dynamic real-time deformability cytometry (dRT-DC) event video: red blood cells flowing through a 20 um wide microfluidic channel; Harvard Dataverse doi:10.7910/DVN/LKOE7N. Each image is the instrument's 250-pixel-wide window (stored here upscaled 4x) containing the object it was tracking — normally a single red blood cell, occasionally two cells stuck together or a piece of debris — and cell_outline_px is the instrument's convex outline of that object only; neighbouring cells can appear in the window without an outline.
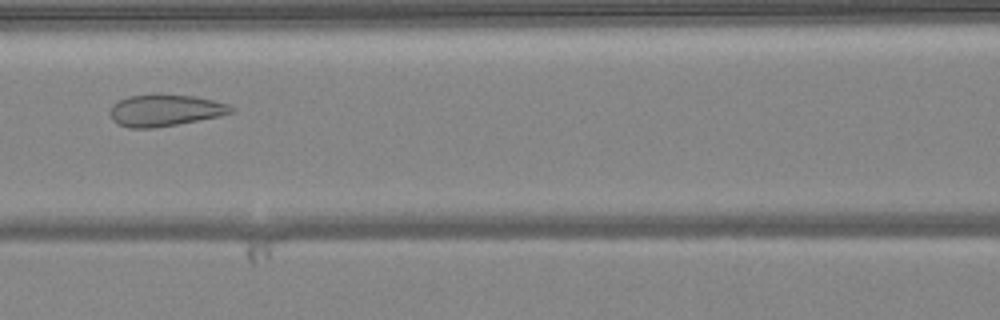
{"species": "common noctule bat (a hibernating species)", "species_latin": "Nyctalus noctula", "temperature_condition": "warm", "stored_images_in_passage": 40, "camera_frame_rate_fps": 3000, "um_per_image_px": 0.085, "animal": {"sex": "female", "body_mass_g": 24.6, "forearm_length_mm": 56.2}, "frame": {"image": 1, "passage_image": 17, "time_ms": 5.333, "image_size_px": [1000, 320], "cell_outline_px": [[236, 108], [232, 112], [220, 116], [156, 128], [128, 128], [116, 124], [112, 120], [108, 112], [112, 104], [128, 96], [192, 96], [212, 100], [228, 104]], "centroid_in_image_um": [13.99, 9.42], "position_along_channel_um": 152.6, "area_um2": 22.02}}
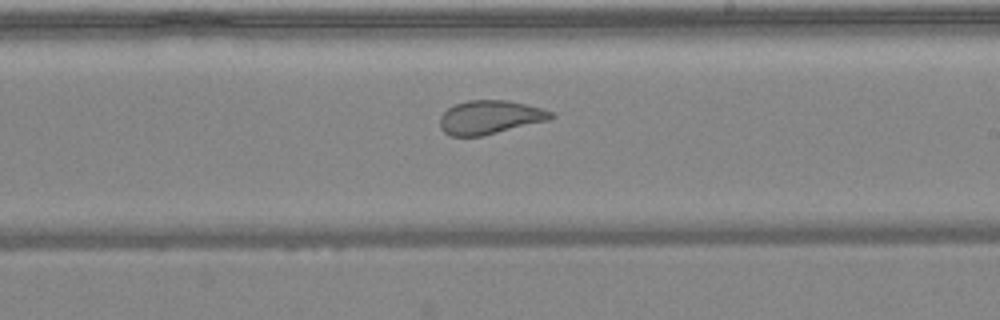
{"frame": {"image": 2, "passage_image": 24, "time_ms": 7.667, "image_size_px": [1000, 320], "cell_outline_px": [[556, 116], [548, 120], [484, 136], [452, 136], [444, 132], [440, 128], [440, 116], [448, 108], [456, 104], [468, 100], [508, 100], [544, 108], [552, 112]], "centroid_in_image_um": [41.66, 9.97], "position_along_channel_um": 247.3, "area_um2": 21.91}}
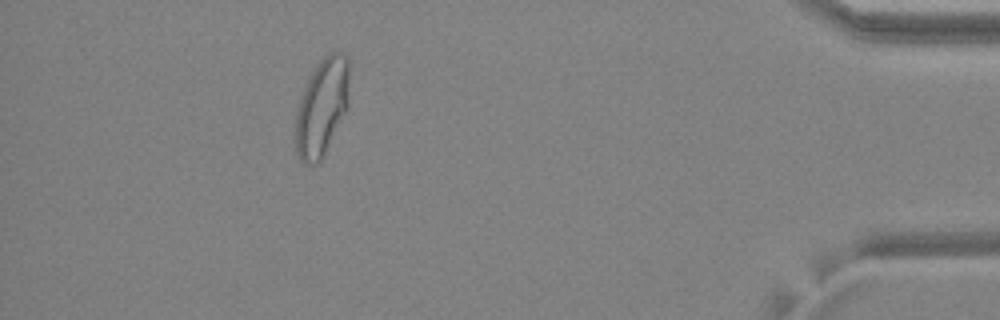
{"frame": {"image": 3, "passage_image": 40, "time_ms": 13.0, "image_size_px": [1000, 320], "cell_outline_px": [[348, 108], [320, 164], [304, 164], [296, 156], [292, 132], [296, 112], [300, 96], [312, 72], [320, 60], [324, 56], [332, 52], [344, 52], [348, 56]], "centroid_in_image_um": [27.32, 9.19], "position_along_channel_um": 407.9, "area_um2": 31.39}, "authors_computed_cell_mechanics": {"area_um2": 22.5709, "velocity_mm_per_s": 4.0799, "shape_relaxation_time_tau1_ms": null, "shape_relaxation_time_tau2_ms": 0.705, "deformation_change_tau1": null, "deformation_change_tau2": 0.0606}}